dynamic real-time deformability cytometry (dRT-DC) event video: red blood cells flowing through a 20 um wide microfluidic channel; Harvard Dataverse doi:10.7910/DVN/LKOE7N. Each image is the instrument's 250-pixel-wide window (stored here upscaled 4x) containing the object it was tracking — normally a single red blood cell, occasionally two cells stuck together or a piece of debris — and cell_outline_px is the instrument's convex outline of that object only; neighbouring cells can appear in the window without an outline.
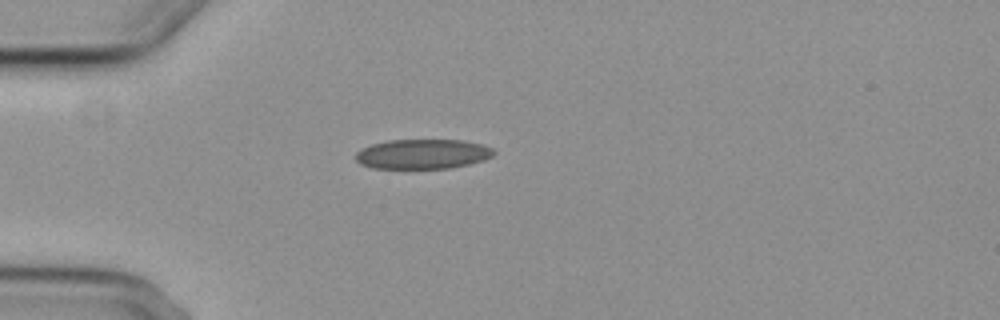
{"species": "common noctule bat (a hibernating species)", "species_latin": "Nyctalus noctula", "temperature_condition": "cold", "stored_images_in_passage": 3, "camera_frame_rate_fps": 3000, "um_per_image_px": 0.085, "animal": {"sex": "female", "body_mass_g": 29.2, "forearm_length_mm": 56.3}, "frame": {"image": 1, "passage_image": 1, "time_ms": 0.0, "image_size_px": [1000, 320], "cell_outline_px": [[496, 152], [492, 156], [484, 160], [468, 164], [448, 168], [372, 168], [360, 164], [356, 160], [356, 152], [372, 144], [388, 140], [460, 140], [480, 144], [492, 148]], "centroid_in_image_um": [35.92, 13.09], "position_along_channel_um": 49.1, "area_um2": 23.76}}
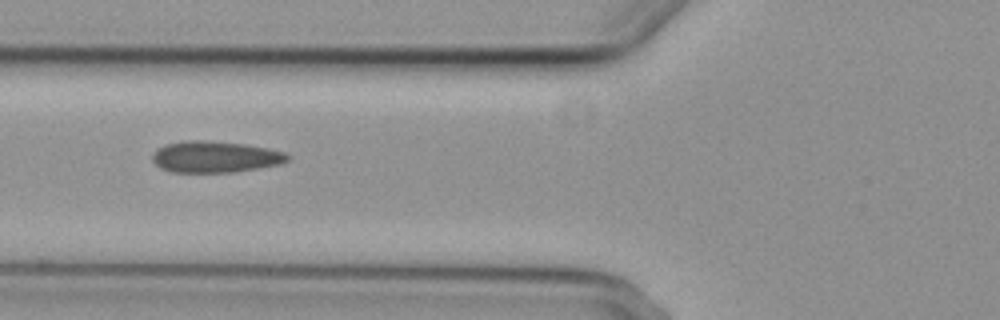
{"frame": {"image": 2, "passage_image": 3, "time_ms": 2.0, "image_size_px": [1000, 320], "cell_outline_px": [[292, 156], [288, 160], [280, 164], [236, 172], [172, 172], [160, 168], [152, 160], [152, 156], [156, 148], [164, 144], [184, 140], [204, 140], [244, 144], [268, 148], [284, 152]], "centroid_in_image_um": [18.27, 13.32], "position_along_channel_um": 107.5, "area_um2": 24.91}}